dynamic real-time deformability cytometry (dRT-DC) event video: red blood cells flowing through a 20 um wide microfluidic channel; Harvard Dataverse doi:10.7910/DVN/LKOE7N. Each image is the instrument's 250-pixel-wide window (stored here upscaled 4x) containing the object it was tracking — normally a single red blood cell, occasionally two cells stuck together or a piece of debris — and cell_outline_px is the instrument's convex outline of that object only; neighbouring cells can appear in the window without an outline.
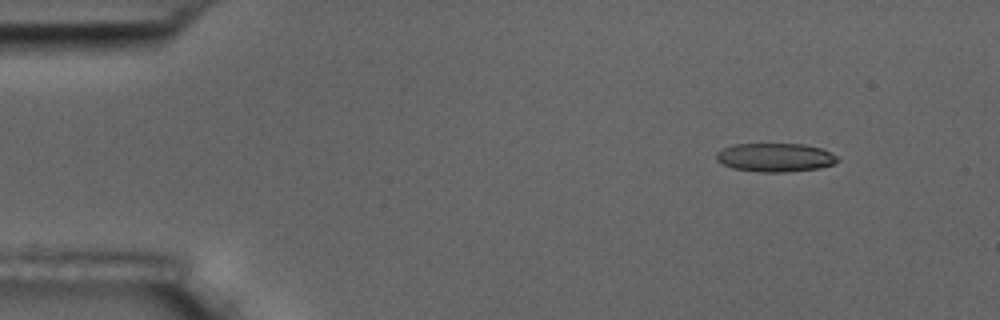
{"species": "common noctule bat (a hibernating species)", "species_latin": "Nyctalus noctula", "temperature_condition": "room temperature", "stored_images_in_passage": 5, "camera_frame_rate_fps": 3000, "um_per_image_px": 0.085, "animal": {"sex": "male", "body_mass_g": 17.5, "forearm_length_mm": 52.3}, "frame": {"image": 1, "passage_image": 2, "time_ms": 1.333, "image_size_px": [1000, 320], "cell_outline_px": [[840, 160], [832, 164], [820, 168], [788, 172], [760, 172], [732, 168], [716, 160], [716, 152], [732, 144], [804, 144], [820, 148], [836, 156]], "centroid_in_image_um": [65.87, 13.38], "position_along_channel_um": 19.1, "area_um2": 20.17}}
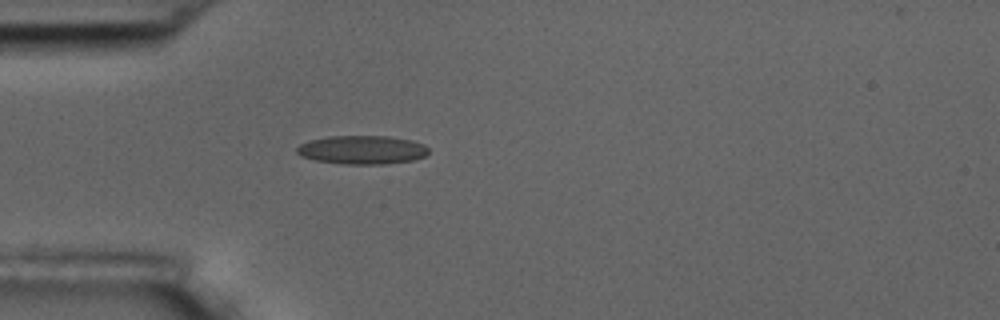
{"frame": {"image": 2, "passage_image": 5, "time_ms": 4.667, "image_size_px": [1000, 320], "cell_outline_px": [[428, 152], [424, 156], [412, 160], [384, 164], [344, 164], [316, 160], [300, 156], [296, 152], [296, 148], [300, 144], [308, 140], [328, 136], [388, 136], [412, 140], [424, 144], [428, 148]], "centroid_in_image_um": [30.76, 12.73], "position_along_channel_um": 54.2, "area_um2": 22.02}}